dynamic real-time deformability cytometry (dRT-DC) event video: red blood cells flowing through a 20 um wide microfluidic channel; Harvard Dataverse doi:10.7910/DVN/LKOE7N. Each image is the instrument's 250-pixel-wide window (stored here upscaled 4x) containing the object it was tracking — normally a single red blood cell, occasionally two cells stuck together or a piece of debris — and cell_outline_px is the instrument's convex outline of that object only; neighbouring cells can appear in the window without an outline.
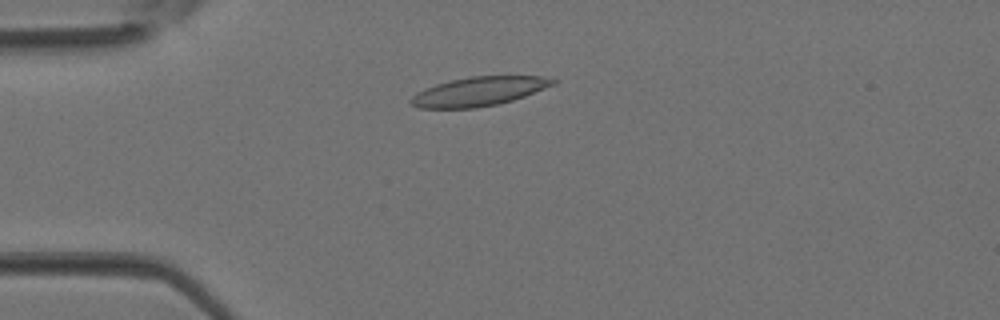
{"species": "Egyptian fruit bat (a non-hibernating species)", "species_latin": "Rousettus aegyptiacus", "temperature_condition": "room temperature", "stored_images_in_passage": 4, "camera_frame_rate_fps": 3000, "um_per_image_px": 0.085, "animal": {"sex": "female"}, "frame": {"image": 1, "passage_image": 3, "time_ms": 0.667, "image_size_px": [1000, 320], "cell_outline_px": [[560, 80], [556, 84], [524, 96], [512, 100], [496, 104], [476, 108], [420, 108], [412, 104], [408, 100], [416, 92], [424, 88], [436, 84], [452, 80], [472, 76], [540, 76]], "centroid_in_image_um": [40.7, 7.76], "position_along_channel_um": 44.3, "area_um2": 23.99}}
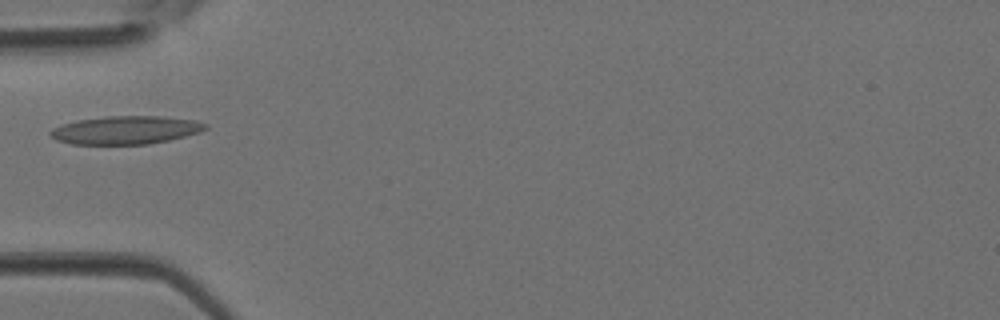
{"frame": {"image": 2, "passage_image": 4, "time_ms": 1.0, "image_size_px": [1000, 320], "cell_outline_px": [[208, 128], [200, 132], [168, 140], [148, 144], [72, 144], [56, 140], [48, 136], [48, 132], [52, 128], [76, 120], [108, 116], [160, 116], [196, 120], [208, 124]], "centroid_in_image_um": [10.67, 11.05], "position_along_channel_um": 74.3, "area_um2": 25.55}}